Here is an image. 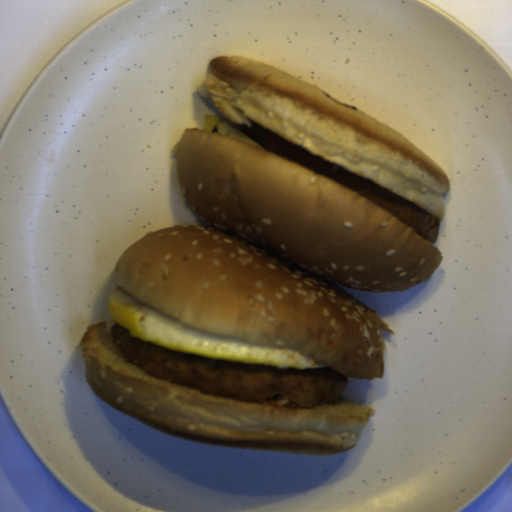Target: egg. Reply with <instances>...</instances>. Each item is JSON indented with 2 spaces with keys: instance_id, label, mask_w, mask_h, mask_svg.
Returning a JSON list of instances; mask_svg holds the SVG:
<instances>
[{
  "instance_id": "egg-2",
  "label": "egg",
  "mask_w": 512,
  "mask_h": 512,
  "mask_svg": "<svg viewBox=\"0 0 512 512\" xmlns=\"http://www.w3.org/2000/svg\"><path fill=\"white\" fill-rule=\"evenodd\" d=\"M204 130L232 137L255 146L261 147L258 143H256L253 139H251L247 134H245L238 126H236L232 121L227 119L225 116H213V115H204L203 118ZM264 149V148H263Z\"/></svg>"
},
{
  "instance_id": "egg-1",
  "label": "egg",
  "mask_w": 512,
  "mask_h": 512,
  "mask_svg": "<svg viewBox=\"0 0 512 512\" xmlns=\"http://www.w3.org/2000/svg\"><path fill=\"white\" fill-rule=\"evenodd\" d=\"M107 314L126 328L131 338L189 356L305 371L327 367L293 349L218 338L199 331L147 306L123 289H116L108 297Z\"/></svg>"
}]
</instances>
